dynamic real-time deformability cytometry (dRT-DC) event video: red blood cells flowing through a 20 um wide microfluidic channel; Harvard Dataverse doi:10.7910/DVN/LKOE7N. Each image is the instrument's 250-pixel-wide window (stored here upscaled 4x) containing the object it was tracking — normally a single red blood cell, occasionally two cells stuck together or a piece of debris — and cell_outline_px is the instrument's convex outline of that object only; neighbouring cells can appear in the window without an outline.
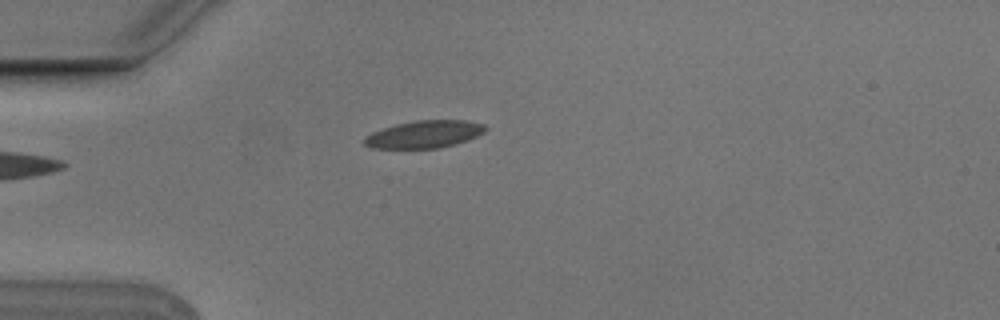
{"species": "Egyptian fruit bat (a non-hibernating species)", "species_latin": "Rousettus aegyptiacus", "temperature_condition": "cold", "stored_images_in_passage": 3, "camera_frame_rate_fps": 3000, "um_per_image_px": 0.085, "animal": {"sex": "male"}, "frame": {"image": 1, "passage_image": 3, "time_ms": 0.667, "image_size_px": [1000, 320], "cell_outline_px": [[488, 128], [484, 132], [468, 140], [456, 144], [440, 148], [372, 148], [364, 144], [364, 136], [372, 132], [396, 124], [416, 120], [468, 120], [484, 124]], "centroid_in_image_um": [36.09, 11.41], "position_along_channel_um": 48.9, "area_um2": 19.42}}